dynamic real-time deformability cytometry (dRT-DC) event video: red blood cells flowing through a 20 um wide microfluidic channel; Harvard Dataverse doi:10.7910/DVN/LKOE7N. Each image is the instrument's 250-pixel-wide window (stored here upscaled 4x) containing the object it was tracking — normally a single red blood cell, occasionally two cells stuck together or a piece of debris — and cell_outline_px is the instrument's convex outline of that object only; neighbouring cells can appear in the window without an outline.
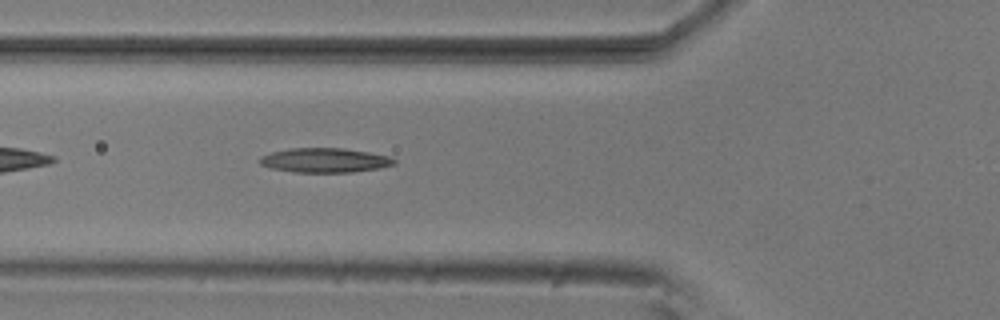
{"species": "common noctule bat (a hibernating species)", "species_latin": "Nyctalus noctula", "temperature_condition": "room temperature", "stored_images_in_passage": 40, "camera_frame_rate_fps": 3000, "um_per_image_px": 0.085, "animal": {"sex": "male", "body_mass_g": 20.5, "forearm_length_mm": 52.5}, "frame": {"image": 1, "passage_image": 6, "time_ms": 1.667, "image_size_px": [1000, 320], "cell_outline_px": [[396, 164], [380, 168], [352, 172], [296, 172], [272, 168], [260, 164], [260, 156], [272, 152], [288, 148], [344, 148], [368, 152], [388, 156], [396, 160]], "centroid_in_image_um": [27.62, 13.62], "position_along_channel_um": 98.2, "area_um2": 19.07}}
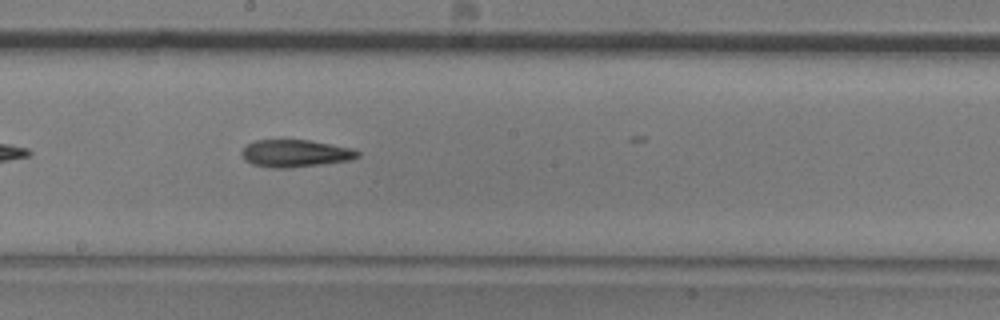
{"frame": {"image": 2, "passage_image": 16, "time_ms": 5.0, "image_size_px": [1000, 320], "cell_outline_px": [[360, 156], [348, 160], [324, 164], [288, 168], [272, 168], [252, 164], [244, 160], [240, 152], [248, 144], [256, 140], [308, 140], [352, 148], [360, 152]], "centroid_in_image_um": [25.09, 13.04], "position_along_channel_um": 223.1, "area_um2": 18.44}}
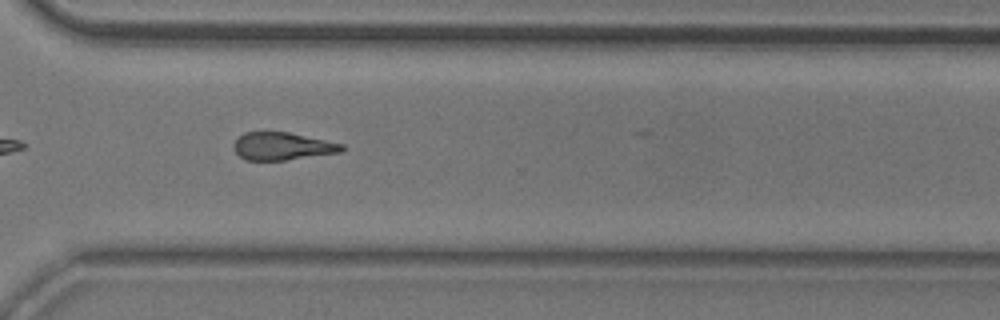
{"frame": {"image": 3, "passage_image": 26, "time_ms": 8.333, "image_size_px": [1000, 320], "cell_outline_px": [[344, 152], [284, 160], [248, 160], [240, 156], [236, 152], [232, 144], [244, 132], [288, 132], [344, 144]], "centroid_in_image_um": [24.02, 12.43], "position_along_channel_um": 346.6, "area_um2": 17.34}}